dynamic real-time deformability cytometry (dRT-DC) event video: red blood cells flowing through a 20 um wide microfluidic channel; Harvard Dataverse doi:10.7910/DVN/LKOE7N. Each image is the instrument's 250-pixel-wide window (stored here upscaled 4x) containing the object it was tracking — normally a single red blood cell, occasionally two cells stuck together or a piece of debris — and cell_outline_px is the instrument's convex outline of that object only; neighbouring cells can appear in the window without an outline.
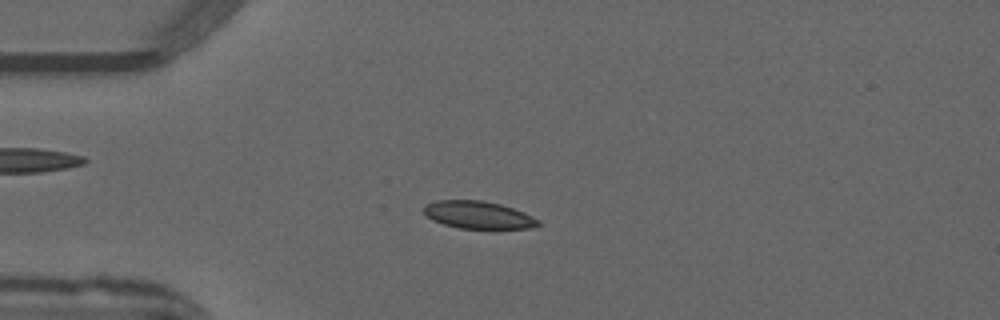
{"species": "common noctule bat (a hibernating species)", "species_latin": "Nyctalus noctula", "temperature_condition": "warm", "stored_images_in_passage": 51, "camera_frame_rate_fps": 3000, "um_per_image_px": 0.085, "animal": {"sex": "male", "forearm_length_mm": 52.5}, "frame": {"image": 1, "passage_image": 13, "time_ms": 4.0, "image_size_px": [1000, 320], "cell_outline_px": [[540, 224], [528, 228], [460, 228], [444, 224], [432, 220], [424, 212], [424, 204], [436, 200], [484, 200], [500, 204], [524, 212], [540, 220]], "centroid_in_image_um": [40.63, 18.25], "position_along_channel_um": 44.4, "area_um2": 18.21}}
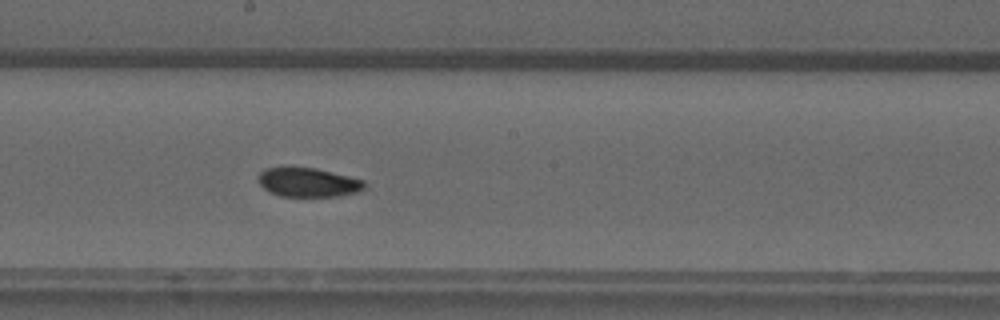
{"frame": {"image": 2, "passage_image": 28, "time_ms": 9.0, "image_size_px": [1000, 320], "cell_outline_px": [[368, 184], [360, 192], [340, 196], [280, 196], [268, 192], [256, 180], [256, 176], [264, 168], [288, 164], [316, 168], [364, 180]], "centroid_in_image_um": [26.13, 15.46], "position_along_channel_um": 222.1, "area_um2": 18.9}}
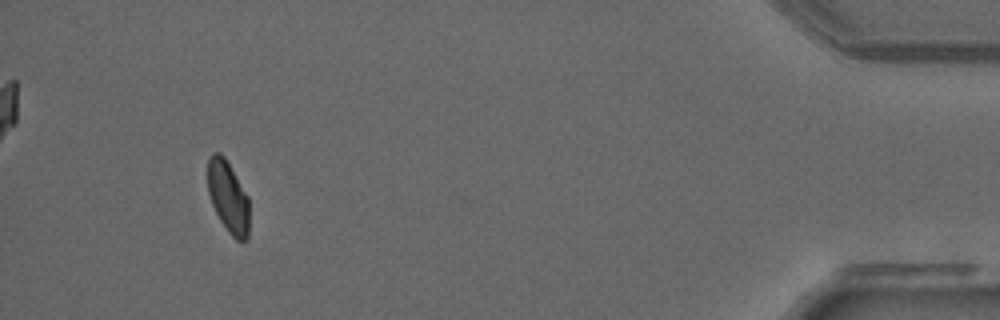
{"frame": {"image": 3, "passage_image": 48, "time_ms": 15.667, "image_size_px": [1000, 320], "cell_outline_px": [[248, 240], [236, 240], [228, 232], [220, 220], [212, 204], [208, 192], [208, 160], [212, 152], [220, 152], [224, 156], [248, 196]], "centroid_in_image_um": [19.38, 16.73], "position_along_channel_um": 415.8, "area_um2": 17.22}, "authors_computed_cell_mechanics": {"area_um2": 18.5538, "velocity_mm_per_s": 3.9723, "shape_relaxation_time_tau1_ms": 9.3058, "shape_relaxation_time_tau2_ms": 0.9341, "deformation_change_tau1": 0.1958, "deformation_change_tau2": 0.045}}